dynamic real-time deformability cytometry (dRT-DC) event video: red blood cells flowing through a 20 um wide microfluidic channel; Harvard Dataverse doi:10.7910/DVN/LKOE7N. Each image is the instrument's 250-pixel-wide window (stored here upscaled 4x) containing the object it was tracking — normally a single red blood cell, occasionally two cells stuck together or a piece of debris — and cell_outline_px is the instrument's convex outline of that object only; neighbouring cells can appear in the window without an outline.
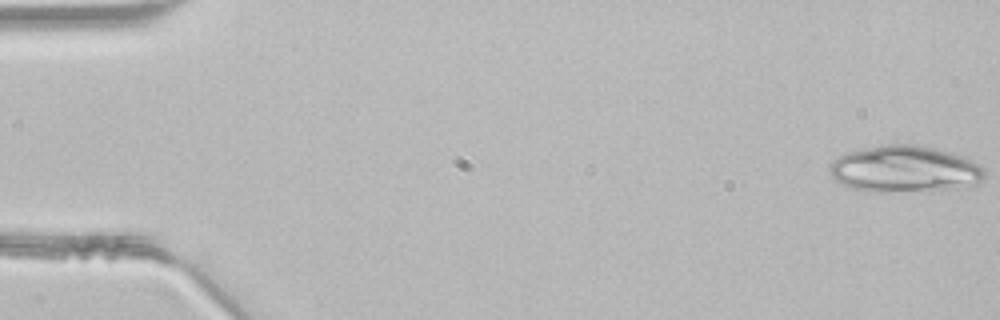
{"species": "common noctule bat (a hibernating species)", "species_latin": "Nyctalus noctula", "temperature_condition": "room temperature", "stored_images_in_passage": 47, "segment_of_instrument_passage": [1, 2], "camera_frame_rate_fps": 3000, "um_per_image_px": 0.085, "animal": {"sex": "male", "body_mass_g": 21.5, "forearm_length_mm": 52.0}, "frame": {"image": 1, "passage_image": 1, "time_ms": 0.0, "image_size_px": [1000, 320], "cell_outline_px": [[984, 176], [980, 184], [972, 188], [876, 192], [848, 188], [836, 180], [828, 172], [828, 164], [832, 160], [848, 152], [880, 144], [916, 144], [952, 152], [964, 156], [972, 160], [984, 168]], "centroid_in_image_um": [76.92, 14.37], "position_along_channel_um": 8.1, "area_um2": 42.71}}